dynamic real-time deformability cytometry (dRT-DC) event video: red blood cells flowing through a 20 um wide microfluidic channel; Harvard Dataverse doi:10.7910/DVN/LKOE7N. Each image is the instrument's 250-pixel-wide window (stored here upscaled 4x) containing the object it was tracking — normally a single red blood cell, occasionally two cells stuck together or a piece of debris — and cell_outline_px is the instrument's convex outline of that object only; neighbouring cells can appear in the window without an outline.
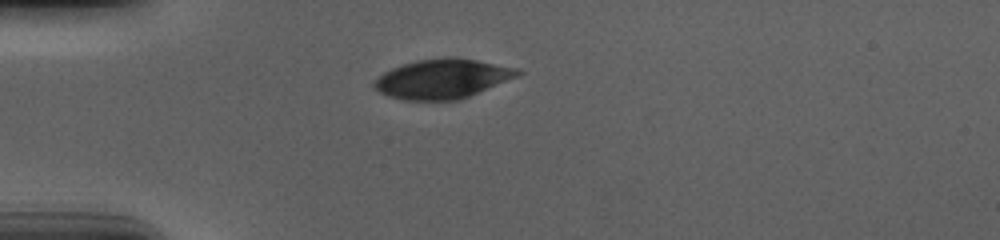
{"species": "human", "species_latin": "Homo sapiens", "temperature_condition": "cold", "stored_images_in_passage": 41, "camera_frame_rate_fps": 3000, "um_per_image_px": 0.085, "donor": {"sex": "male"}, "frame": {"image": 1, "passage_image": 1, "time_ms": 0.0, "image_size_px": [1000, 240], "cell_outline_px": [[524, 72], [520, 76], [460, 100], [404, 100], [388, 96], [380, 92], [372, 84], [372, 80], [384, 72], [392, 68], [404, 64], [420, 60], [452, 56], [476, 60], [520, 68]], "centroid_in_image_um": [37.65, 6.7], "position_along_channel_um": 47.3, "area_um2": 33.23}}
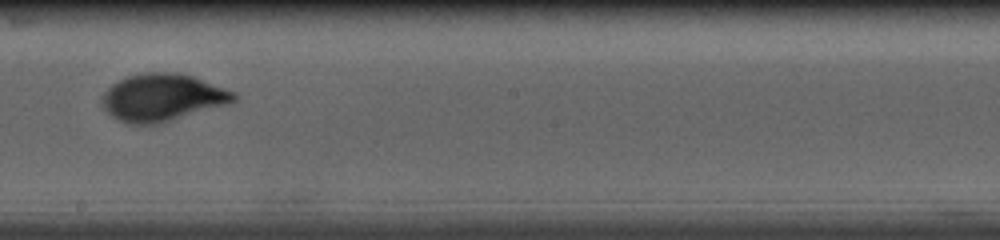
{"frame": {"image": 2, "passage_image": 18, "time_ms": 5.667, "image_size_px": [1000, 240], "cell_outline_px": [[236, 100], [224, 104], [160, 124], [124, 124], [116, 120], [100, 104], [100, 96], [112, 84], [128, 76], [144, 72], [180, 72], [192, 76], [236, 92]], "centroid_in_image_um": [13.73, 8.29], "position_along_channel_um": 234.5, "area_um2": 36.36}}
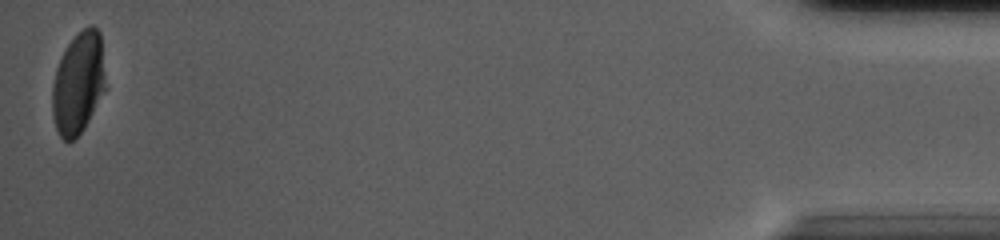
{"frame": {"image": 3, "passage_image": 41, "time_ms": 13.333, "image_size_px": [1000, 240], "cell_outline_px": [[108, 88], [84, 128], [72, 140], [64, 140], [60, 136], [56, 128], [52, 116], [52, 84], [56, 68], [68, 44], [88, 24], [92, 24], [100, 32]], "centroid_in_image_um": [6.69, 7.06], "position_along_channel_um": 428.5, "area_um2": 32.02}, "authors_computed_cell_mechanics": {"area_um2": 34.8534, "velocity_mm_per_s": 3.6744, "shape_relaxation_time_tau1_ms": 3.1905, "shape_relaxation_time_tau2_ms": null, "deformation_change_tau1": 0.1606, "deformation_change_tau2": null}}